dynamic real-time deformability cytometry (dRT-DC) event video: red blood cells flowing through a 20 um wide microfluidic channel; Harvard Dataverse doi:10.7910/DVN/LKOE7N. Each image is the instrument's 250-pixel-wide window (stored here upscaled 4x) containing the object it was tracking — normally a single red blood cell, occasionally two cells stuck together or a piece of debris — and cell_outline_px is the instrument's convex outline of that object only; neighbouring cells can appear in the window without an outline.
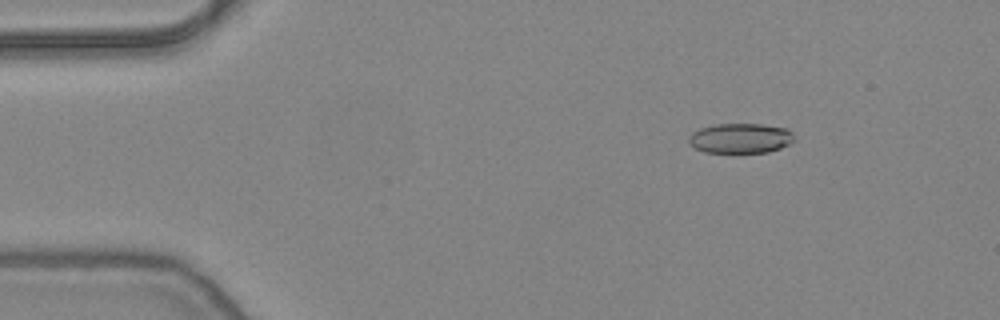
{"species": "common noctule bat (a hibernating species)", "species_latin": "Nyctalus noctula", "temperature_condition": "warm", "stored_images_in_passage": 54, "camera_frame_rate_fps": 3000, "um_per_image_px": 0.085, "animal": {"sex": "female", "body_mass_g": 24.6, "forearm_length_mm": 56.2}, "frame": {"image": 1, "passage_image": 8, "time_ms": 2.333, "image_size_px": [1000, 320], "cell_outline_px": [[796, 140], [780, 148], [768, 152], [704, 152], [688, 144], [688, 136], [692, 132], [700, 128], [716, 124], [760, 124], [784, 128], [792, 132], [796, 136]], "centroid_in_image_um": [62.93, 11.75], "position_along_channel_um": 22.1, "area_um2": 18.44}}
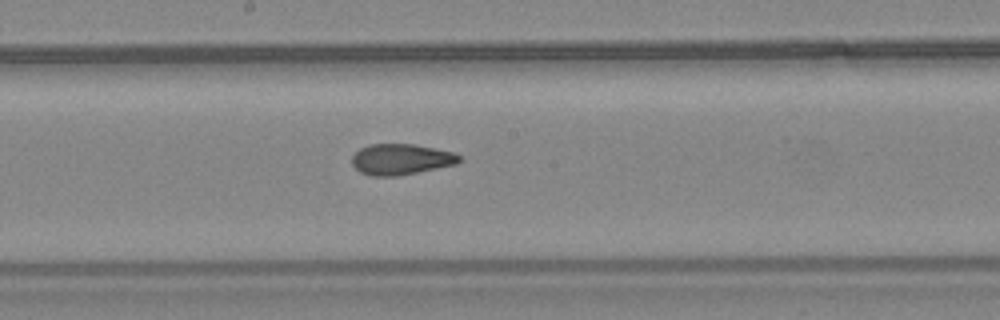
{"frame": {"image": 2, "passage_image": 29, "time_ms": 9.333, "image_size_px": [1000, 320], "cell_outline_px": [[460, 160], [456, 164], [396, 176], [372, 176], [360, 172], [352, 164], [352, 156], [360, 148], [368, 144], [412, 144], [452, 152], [460, 156]], "centroid_in_image_um": [34.03, 13.54], "position_along_channel_um": 214.2, "area_um2": 19.02}}
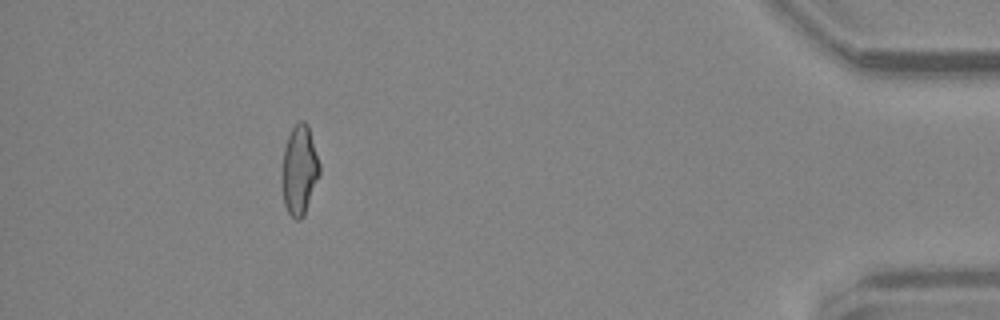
{"frame": {"image": 3, "passage_image": 49, "time_ms": 16.0, "image_size_px": [1000, 320], "cell_outline_px": [[320, 176], [304, 216], [300, 220], [296, 220], [288, 212], [284, 204], [280, 180], [284, 148], [288, 136], [292, 128], [300, 120], [304, 120], [308, 124], [320, 164]], "centroid_in_image_um": [25.44, 14.48], "position_along_channel_um": 409.8, "area_um2": 20.06}, "authors_computed_cell_mechanics": {"area_um2": 19.5942, "velocity_mm_per_s": 3.8675, "shape_relaxation_time_tau1_ms": null, "shape_relaxation_time_tau2_ms": 1.9619, "deformation_change_tau1": null, "deformation_change_tau2": 0.0881}}